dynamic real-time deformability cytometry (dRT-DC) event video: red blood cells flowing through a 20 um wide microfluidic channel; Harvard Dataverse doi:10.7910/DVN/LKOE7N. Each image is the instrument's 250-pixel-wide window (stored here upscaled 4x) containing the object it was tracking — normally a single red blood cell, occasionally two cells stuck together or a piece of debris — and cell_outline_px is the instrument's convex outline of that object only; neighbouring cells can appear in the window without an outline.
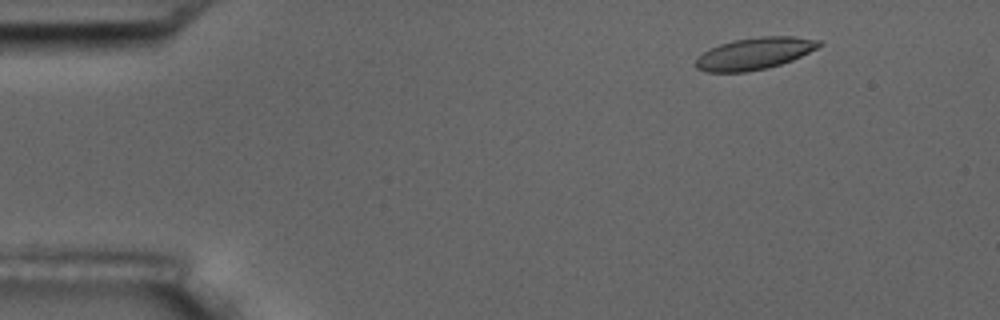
{"species": "common noctule bat (a hibernating species)", "species_latin": "Nyctalus noctula", "temperature_condition": "room temperature", "stored_images_in_passage": 8, "camera_frame_rate_fps": 3000, "um_per_image_px": 0.085, "animal": {"sex": "male", "body_mass_g": 17.5, "forearm_length_mm": 52.3}, "frame": {"image": 1, "passage_image": 1, "time_ms": 0.0, "image_size_px": [1000, 320], "cell_outline_px": [[824, 44], [792, 60], [768, 68], [748, 72], [708, 72], [696, 68], [696, 60], [708, 48], [720, 44], [736, 40], [760, 36], [792, 36], [820, 40]], "centroid_in_image_um": [64.14, 4.55], "position_along_channel_um": 20.9, "area_um2": 22.77}}
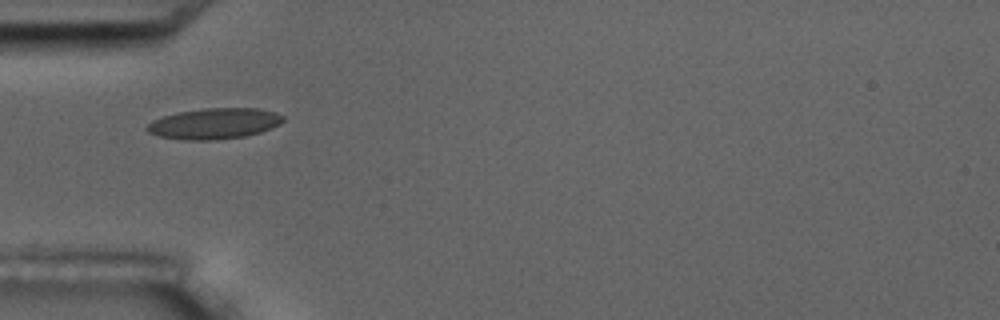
{"frame": {"image": 2, "passage_image": 4, "time_ms": 3.667, "image_size_px": [1000, 320], "cell_outline_px": [[284, 120], [280, 124], [272, 128], [260, 132], [244, 136], [216, 140], [184, 140], [160, 136], [148, 132], [144, 128], [152, 120], [176, 112], [204, 108], [260, 108], [276, 112], [284, 116]], "centroid_in_image_um": [18.22, 10.5], "position_along_channel_um": 66.8, "area_um2": 24.62}}
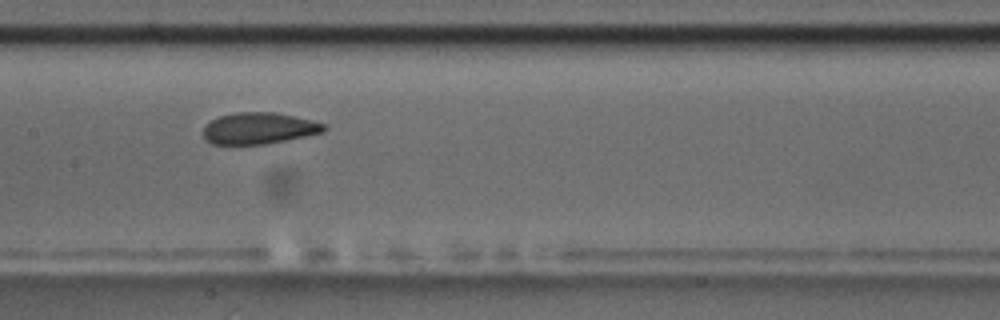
{"frame": {"image": 3, "passage_image": 7, "time_ms": 7.0, "image_size_px": [1000, 320], "cell_outline_px": [[328, 128], [324, 132], [288, 140], [268, 144], [212, 144], [204, 140], [204, 128], [212, 120], [220, 116], [236, 112], [276, 112], [312, 120], [328, 124]], "centroid_in_image_um": [22.07, 10.91], "position_along_channel_um": 185.3, "area_um2": 22.31}}